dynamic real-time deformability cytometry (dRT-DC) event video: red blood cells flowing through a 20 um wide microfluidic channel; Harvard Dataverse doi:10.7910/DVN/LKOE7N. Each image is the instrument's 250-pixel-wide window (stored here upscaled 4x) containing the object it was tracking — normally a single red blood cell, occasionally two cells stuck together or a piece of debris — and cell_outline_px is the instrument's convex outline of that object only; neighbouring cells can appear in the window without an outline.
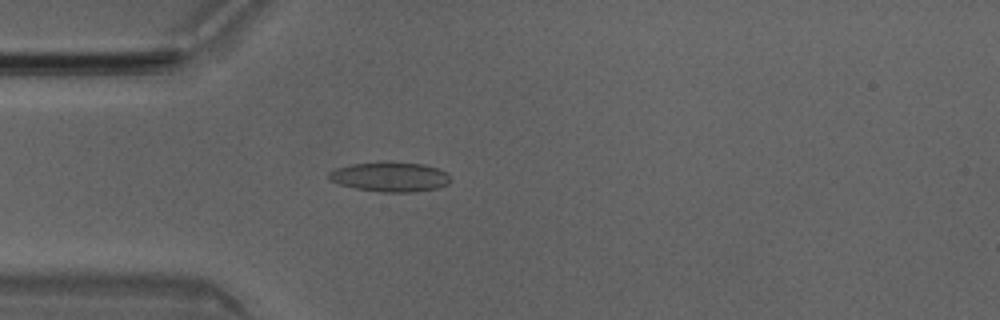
{"species": "Egyptian fruit bat (a non-hibernating species)", "species_latin": "Rousettus aegyptiacus", "temperature_condition": "room temperature", "stored_images_in_passage": 50, "camera_frame_rate_fps": 3000, "um_per_image_px": 0.085, "animal": {"sex": "male"}, "frame": {"image": 1, "passage_image": 14, "time_ms": 4.333, "image_size_px": [1000, 320], "cell_outline_px": [[452, 180], [448, 184], [436, 188], [412, 192], [380, 192], [356, 188], [340, 184], [332, 180], [328, 176], [328, 172], [336, 168], [352, 164], [380, 160], [392, 160], [424, 164], [448, 172], [452, 176]], "centroid_in_image_um": [33.2, 14.99], "position_along_channel_um": 51.8, "area_um2": 21.56}}
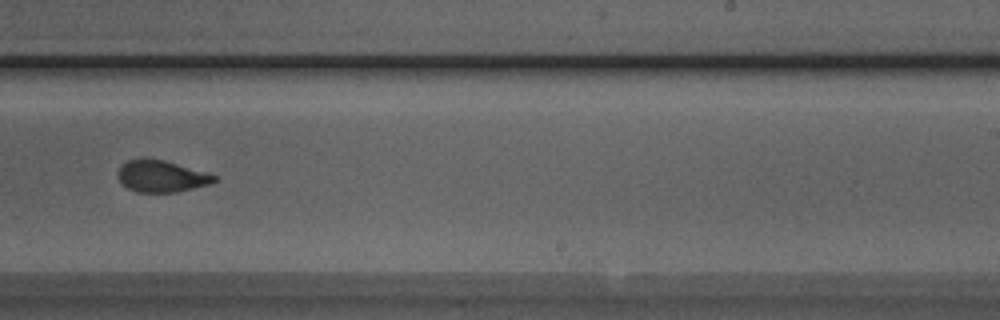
{"frame": {"image": 2, "passage_image": 31, "time_ms": 10.0, "image_size_px": [1000, 320], "cell_outline_px": [[216, 180], [208, 184], [176, 192], [136, 192], [120, 184], [116, 176], [116, 172], [120, 164], [128, 160], [144, 156], [164, 160], [216, 176]], "centroid_in_image_um": [13.58, 14.96], "position_along_channel_um": 275.4, "area_um2": 17.98}}
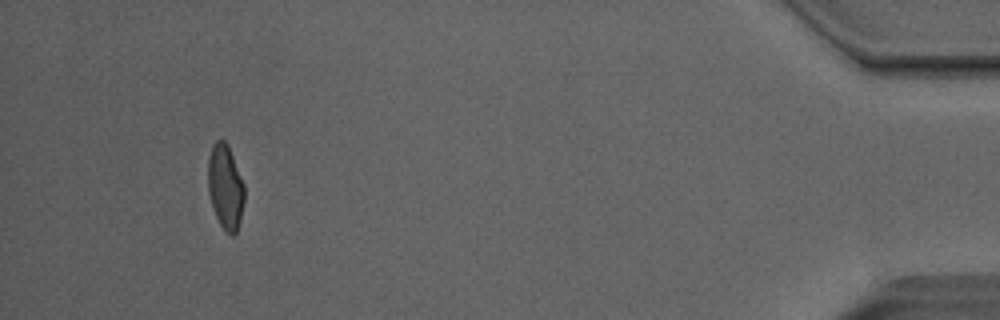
{"frame": {"image": 3, "passage_image": 47, "time_ms": 15.333, "image_size_px": [1000, 320], "cell_outline_px": [[244, 200], [240, 220], [236, 232], [232, 236], [224, 232], [212, 208], [208, 192], [208, 156], [212, 144], [216, 140], [224, 140], [228, 144], [244, 184]], "centroid_in_image_um": [19.14, 15.88], "position_along_channel_um": 416.1, "area_um2": 18.15}, "authors_computed_cell_mechanics": {"area_um2": 18.8717, "velocity_mm_per_s": 4.0699, "shape_relaxation_time_tau1_ms": 7.2664, "shape_relaxation_time_tau2_ms": 1.1249, "deformation_change_tau1": 0.1821, "deformation_change_tau2": 0.0811}}